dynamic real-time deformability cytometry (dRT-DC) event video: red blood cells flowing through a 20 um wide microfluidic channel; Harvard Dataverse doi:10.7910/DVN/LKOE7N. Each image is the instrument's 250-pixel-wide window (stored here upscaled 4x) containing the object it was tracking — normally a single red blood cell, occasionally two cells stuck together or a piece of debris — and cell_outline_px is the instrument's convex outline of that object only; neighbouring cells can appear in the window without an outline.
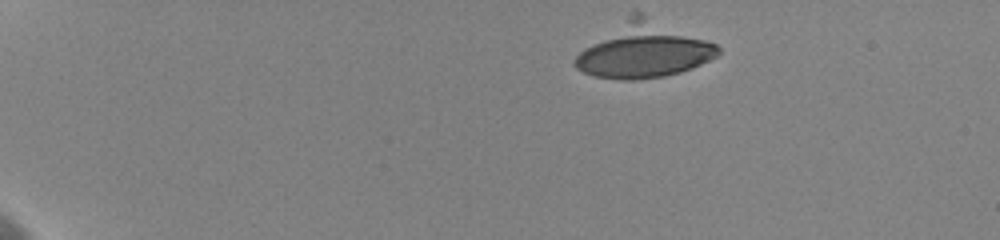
{"species": "human", "species_latin": "Homo sapiens", "temperature_condition": "cold", "stored_images_in_passage": 13, "camera_frame_rate_fps": 3000, "um_per_image_px": 0.085, "donor": {"sex": "female"}, "frame": {"image": 1, "passage_image": 1, "time_ms": 0.0, "image_size_px": [1000, 240], "cell_outline_px": [[720, 52], [716, 56], [692, 68], [680, 72], [664, 76], [632, 80], [620, 80], [596, 76], [584, 72], [576, 68], [572, 64], [576, 56], [584, 48], [632, 12], [640, 12], [716, 44], [720, 48]], "centroid_in_image_um": [54.71, 4.28], "position_along_channel_um": 30.3, "area_um2": 45.26}}